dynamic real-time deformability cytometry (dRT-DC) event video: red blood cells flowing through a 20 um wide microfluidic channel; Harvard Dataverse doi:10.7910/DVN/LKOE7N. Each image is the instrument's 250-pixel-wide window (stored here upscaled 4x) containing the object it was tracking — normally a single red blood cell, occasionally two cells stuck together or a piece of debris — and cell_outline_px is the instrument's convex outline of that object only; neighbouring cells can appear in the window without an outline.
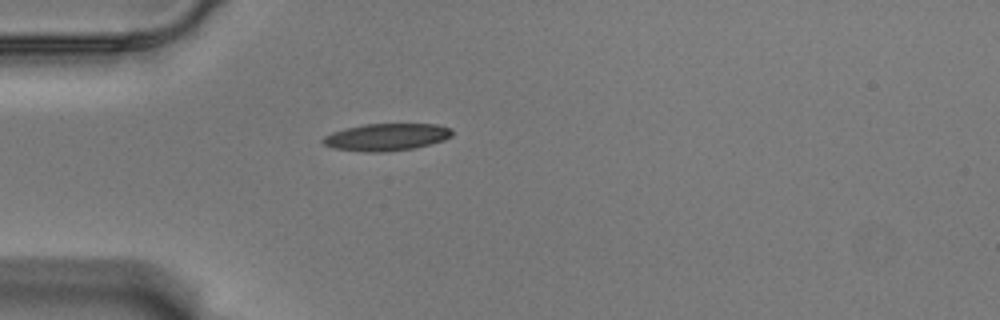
{"species": "Egyptian fruit bat (a non-hibernating species)", "species_latin": "Rousettus aegyptiacus", "temperature_condition": "warm", "stored_images_in_passage": 42, "camera_frame_rate_fps": 3000, "um_per_image_px": 0.085, "animal": {"sex": "male"}, "frame": {"image": 1, "passage_image": 1, "time_ms": 0.0, "image_size_px": [1000, 320], "cell_outline_px": [[452, 136], [444, 140], [416, 148], [384, 152], [364, 152], [332, 148], [324, 144], [320, 140], [324, 136], [332, 132], [344, 128], [364, 124], [436, 124], [452, 128]], "centroid_in_image_um": [32.83, 11.65], "position_along_channel_um": 52.2, "area_um2": 20.69}}
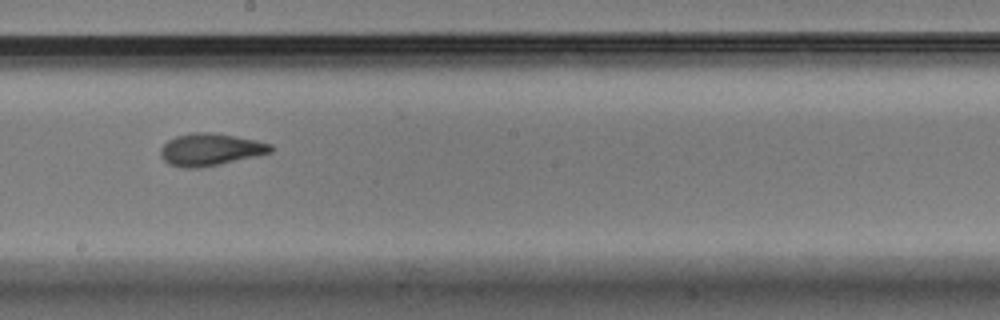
{"frame": {"image": 2, "passage_image": 17, "time_ms": 5.333, "image_size_px": [1000, 320], "cell_outline_px": [[276, 148], [272, 152], [256, 156], [220, 164], [200, 168], [184, 168], [168, 164], [160, 156], [160, 148], [168, 140], [176, 136], [192, 132], [212, 132], [236, 136], [256, 140], [272, 144]], "centroid_in_image_um": [17.89, 12.71], "position_along_channel_um": 230.3, "area_um2": 20.92}}
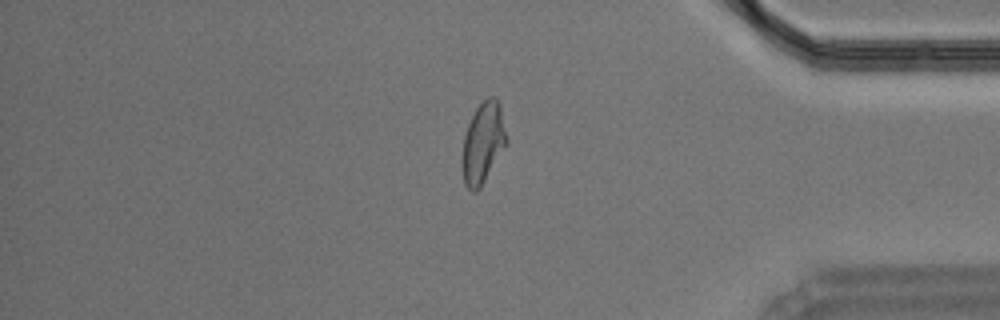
{"frame": {"image": 3, "passage_image": 33, "time_ms": 10.667, "image_size_px": [1000, 320], "cell_outline_px": [[508, 144], [480, 188], [476, 192], [472, 192], [464, 184], [460, 164], [464, 136], [468, 124], [476, 108], [488, 96], [496, 96], [500, 104], [508, 136]], "centroid_in_image_um": [41.06, 12.16], "position_along_channel_um": 394.1, "area_um2": 21.5}, "authors_computed_cell_mechanics": {"area_um2": 20.5479, "velocity_mm_per_s": 3.5285, "shape_relaxation_time_tau1_ms": 4.957, "shape_relaxation_time_tau2_ms": 2.207, "deformation_change_tau1": 0.191, "deformation_change_tau2": 0.0964}}